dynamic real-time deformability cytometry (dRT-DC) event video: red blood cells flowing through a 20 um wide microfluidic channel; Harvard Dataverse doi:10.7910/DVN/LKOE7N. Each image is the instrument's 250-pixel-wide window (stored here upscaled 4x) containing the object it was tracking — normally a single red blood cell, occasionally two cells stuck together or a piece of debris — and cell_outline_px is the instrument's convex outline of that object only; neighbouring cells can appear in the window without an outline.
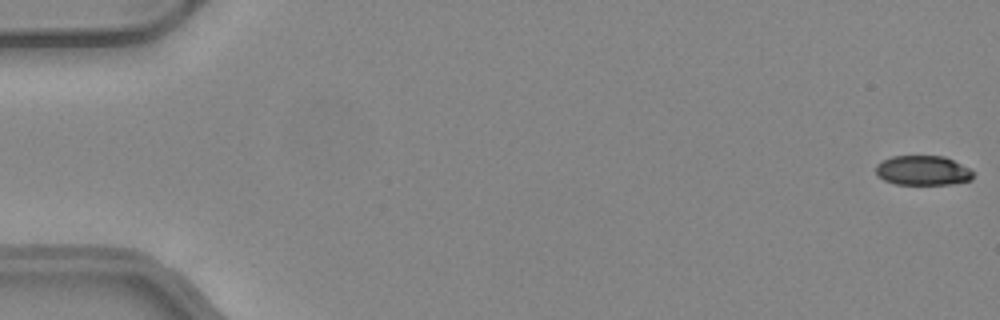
{"species": "common noctule bat (a hibernating species)", "species_latin": "Nyctalus noctula", "temperature_condition": "warm", "stored_images_in_passage": 50, "camera_frame_rate_fps": 3000, "um_per_image_px": 0.085, "animal": {"sex": "female", "body_mass_g": 24.6, "forearm_length_mm": 56.2}, "frame": {"image": 1, "passage_image": 1, "time_ms": 0.0, "image_size_px": [1000, 320], "cell_outline_px": [[972, 180], [952, 184], [896, 184], [884, 180], [876, 176], [876, 164], [892, 156], [944, 156], [968, 168], [972, 172]], "centroid_in_image_um": [78.4, 14.49], "position_along_channel_um": 6.6, "area_um2": 16.7}}
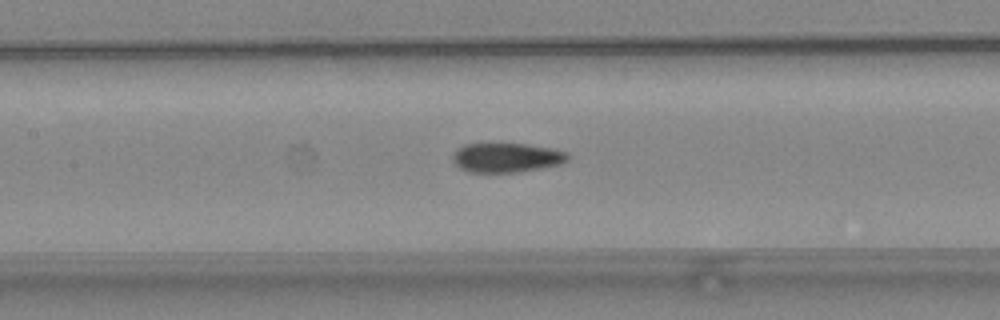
{"frame": {"image": 2, "passage_image": 24, "time_ms": 7.667, "image_size_px": [1000, 320], "cell_outline_px": [[568, 160], [560, 164], [540, 168], [516, 172], [468, 172], [460, 168], [452, 160], [452, 156], [456, 148], [464, 144], [524, 144], [552, 148], [568, 152]], "centroid_in_image_um": [43.03, 13.39], "position_along_channel_um": 164.4, "area_um2": 19.65}}
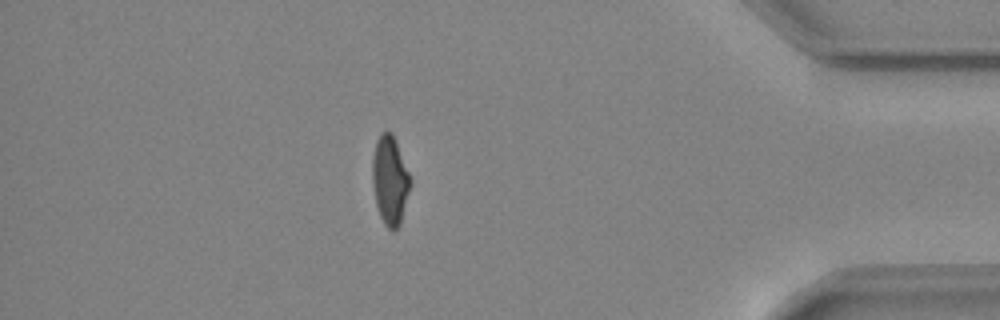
{"frame": {"image": 3, "passage_image": 44, "time_ms": 14.333, "image_size_px": [1000, 320], "cell_outline_px": [[412, 184], [400, 224], [392, 232], [384, 224], [380, 216], [376, 204], [372, 180], [372, 156], [376, 140], [380, 132], [392, 132], [396, 140], [412, 180]], "centroid_in_image_um": [33.15, 15.31], "position_along_channel_um": 402.0, "area_um2": 19.94}, "authors_computed_cell_mechanics": {"area_um2": 19.8832, "velocity_mm_per_s": 4.1909, "shape_relaxation_time_tau1_ms": 6.9408, "shape_relaxation_time_tau2_ms": 1.6936, "deformation_change_tau1": 0.1924, "deformation_change_tau2": 0.0612}}